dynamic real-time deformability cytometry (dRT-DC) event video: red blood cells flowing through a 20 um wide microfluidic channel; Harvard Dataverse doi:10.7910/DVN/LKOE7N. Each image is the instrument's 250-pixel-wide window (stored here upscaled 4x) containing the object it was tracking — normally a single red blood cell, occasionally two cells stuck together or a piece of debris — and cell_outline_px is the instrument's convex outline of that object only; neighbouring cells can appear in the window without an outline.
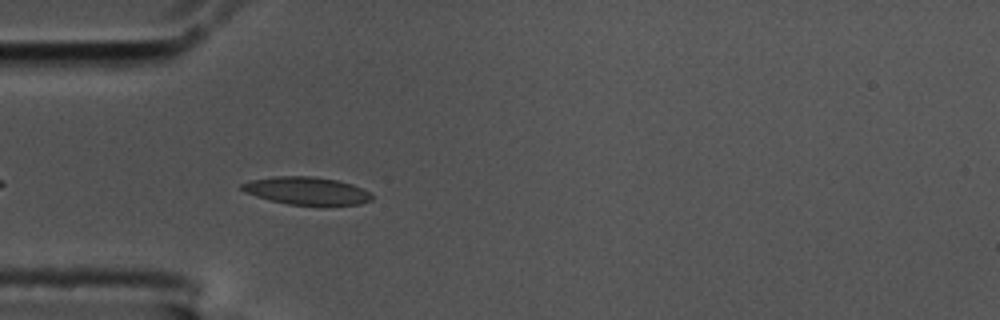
{"species": "common noctule bat (a hibernating species)", "species_latin": "Nyctalus noctula", "temperature_condition": "cold", "stored_images_in_passage": 44, "camera_frame_rate_fps": 3000, "um_per_image_px": 0.085, "animal": {"sex": "male", "body_mass_g": 17.5, "forearm_length_mm": 52.3}, "frame": {"image": 1, "passage_image": 4, "time_ms": 1.0, "image_size_px": [1000, 320], "cell_outline_px": [[372, 200], [360, 204], [324, 208], [288, 204], [256, 196], [244, 192], [240, 188], [240, 184], [252, 180], [276, 176], [312, 176], [336, 180], [352, 184], [372, 192]], "centroid_in_image_um": [26.14, 16.26], "position_along_channel_um": 58.9, "area_um2": 21.73}}
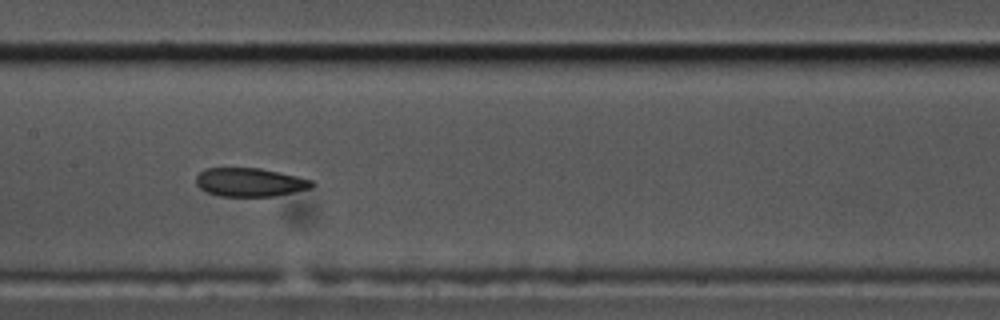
{"frame": {"image": 2, "passage_image": 15, "time_ms": 4.667, "image_size_px": [1000, 320], "cell_outline_px": [[316, 184], [312, 188], [272, 196], [220, 196], [204, 192], [196, 184], [196, 176], [204, 168], [260, 168], [280, 172], [312, 180]], "centroid_in_image_um": [21.22, 15.49], "position_along_channel_um": 186.2, "area_um2": 19.36}}
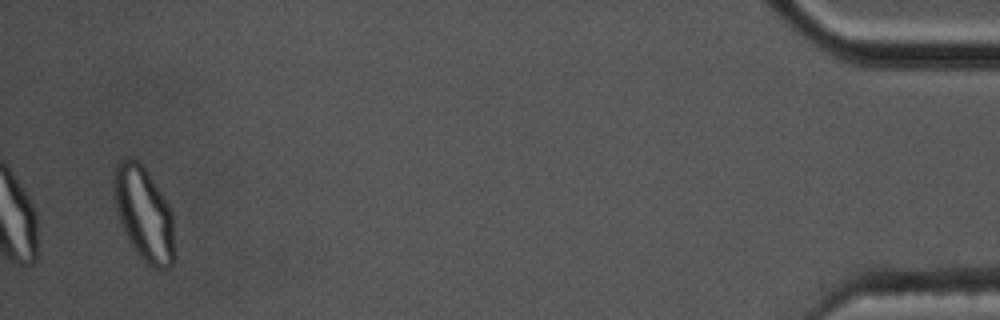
{"frame": {"image": 3, "passage_image": 42, "time_ms": 13.667, "image_size_px": [1000, 320], "cell_outline_px": [[176, 256], [172, 264], [168, 268], [160, 272], [144, 264], [128, 240], [116, 212], [112, 188], [112, 168], [120, 160], [136, 160], [144, 168], [168, 204], [172, 212]], "centroid_in_image_um": [12.23, 18.26], "position_along_channel_um": 423.0, "area_um2": 33.81}, "authors_computed_cell_mechanics": {"area_um2": 20.6635, "velocity_mm_per_s": 3.5599, "shape_relaxation_time_tau1_ms": null, "shape_relaxation_time_tau2_ms": 2.4483, "deformation_change_tau1": null, "deformation_change_tau2": 0.0819}}